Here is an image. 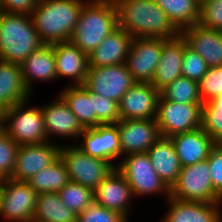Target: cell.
Segmentation results:
<instances>
[{
	"label": "cell",
	"instance_id": "obj_1",
	"mask_svg": "<svg viewBox=\"0 0 222 222\" xmlns=\"http://www.w3.org/2000/svg\"><path fill=\"white\" fill-rule=\"evenodd\" d=\"M118 27L133 38L151 37L165 40L178 37L180 31L154 0H114Z\"/></svg>",
	"mask_w": 222,
	"mask_h": 222
},
{
	"label": "cell",
	"instance_id": "obj_2",
	"mask_svg": "<svg viewBox=\"0 0 222 222\" xmlns=\"http://www.w3.org/2000/svg\"><path fill=\"white\" fill-rule=\"evenodd\" d=\"M85 2L83 0H39L30 15L42 43L52 45L70 41Z\"/></svg>",
	"mask_w": 222,
	"mask_h": 222
},
{
	"label": "cell",
	"instance_id": "obj_3",
	"mask_svg": "<svg viewBox=\"0 0 222 222\" xmlns=\"http://www.w3.org/2000/svg\"><path fill=\"white\" fill-rule=\"evenodd\" d=\"M117 28L118 14L114 0H91L84 3L70 42L89 55Z\"/></svg>",
	"mask_w": 222,
	"mask_h": 222
},
{
	"label": "cell",
	"instance_id": "obj_4",
	"mask_svg": "<svg viewBox=\"0 0 222 222\" xmlns=\"http://www.w3.org/2000/svg\"><path fill=\"white\" fill-rule=\"evenodd\" d=\"M43 45L31 15L0 11V60L21 64Z\"/></svg>",
	"mask_w": 222,
	"mask_h": 222
},
{
	"label": "cell",
	"instance_id": "obj_5",
	"mask_svg": "<svg viewBox=\"0 0 222 222\" xmlns=\"http://www.w3.org/2000/svg\"><path fill=\"white\" fill-rule=\"evenodd\" d=\"M27 100L1 113L0 126L18 145L48 142L41 107H26ZM9 123V124H8Z\"/></svg>",
	"mask_w": 222,
	"mask_h": 222
},
{
	"label": "cell",
	"instance_id": "obj_6",
	"mask_svg": "<svg viewBox=\"0 0 222 222\" xmlns=\"http://www.w3.org/2000/svg\"><path fill=\"white\" fill-rule=\"evenodd\" d=\"M208 160L182 167L170 197L181 201L222 203L214 192Z\"/></svg>",
	"mask_w": 222,
	"mask_h": 222
},
{
	"label": "cell",
	"instance_id": "obj_7",
	"mask_svg": "<svg viewBox=\"0 0 222 222\" xmlns=\"http://www.w3.org/2000/svg\"><path fill=\"white\" fill-rule=\"evenodd\" d=\"M119 163L115 167L131 186L134 197L163 192L170 197V189L156 173L147 152L126 155Z\"/></svg>",
	"mask_w": 222,
	"mask_h": 222
},
{
	"label": "cell",
	"instance_id": "obj_8",
	"mask_svg": "<svg viewBox=\"0 0 222 222\" xmlns=\"http://www.w3.org/2000/svg\"><path fill=\"white\" fill-rule=\"evenodd\" d=\"M60 157L64 161L69 180L94 190L115 168L107 160L91 157L75 144L61 146Z\"/></svg>",
	"mask_w": 222,
	"mask_h": 222
},
{
	"label": "cell",
	"instance_id": "obj_9",
	"mask_svg": "<svg viewBox=\"0 0 222 222\" xmlns=\"http://www.w3.org/2000/svg\"><path fill=\"white\" fill-rule=\"evenodd\" d=\"M202 104H181L165 100L161 95L158 100L156 122L161 137L170 138L179 133L201 128Z\"/></svg>",
	"mask_w": 222,
	"mask_h": 222
},
{
	"label": "cell",
	"instance_id": "obj_10",
	"mask_svg": "<svg viewBox=\"0 0 222 222\" xmlns=\"http://www.w3.org/2000/svg\"><path fill=\"white\" fill-rule=\"evenodd\" d=\"M37 197L25 181L1 180L0 216L14 222H32Z\"/></svg>",
	"mask_w": 222,
	"mask_h": 222
},
{
	"label": "cell",
	"instance_id": "obj_11",
	"mask_svg": "<svg viewBox=\"0 0 222 222\" xmlns=\"http://www.w3.org/2000/svg\"><path fill=\"white\" fill-rule=\"evenodd\" d=\"M136 81L126 64L89 67L84 86L91 92L119 102Z\"/></svg>",
	"mask_w": 222,
	"mask_h": 222
},
{
	"label": "cell",
	"instance_id": "obj_12",
	"mask_svg": "<svg viewBox=\"0 0 222 222\" xmlns=\"http://www.w3.org/2000/svg\"><path fill=\"white\" fill-rule=\"evenodd\" d=\"M161 51L162 38H133L125 64L136 82H152Z\"/></svg>",
	"mask_w": 222,
	"mask_h": 222
},
{
	"label": "cell",
	"instance_id": "obj_13",
	"mask_svg": "<svg viewBox=\"0 0 222 222\" xmlns=\"http://www.w3.org/2000/svg\"><path fill=\"white\" fill-rule=\"evenodd\" d=\"M61 146L44 142L19 145L11 179L28 181L32 176L47 168L60 157Z\"/></svg>",
	"mask_w": 222,
	"mask_h": 222
},
{
	"label": "cell",
	"instance_id": "obj_14",
	"mask_svg": "<svg viewBox=\"0 0 222 222\" xmlns=\"http://www.w3.org/2000/svg\"><path fill=\"white\" fill-rule=\"evenodd\" d=\"M116 125L121 155L147 152L161 138L156 120L126 119Z\"/></svg>",
	"mask_w": 222,
	"mask_h": 222
},
{
	"label": "cell",
	"instance_id": "obj_15",
	"mask_svg": "<svg viewBox=\"0 0 222 222\" xmlns=\"http://www.w3.org/2000/svg\"><path fill=\"white\" fill-rule=\"evenodd\" d=\"M160 91L151 83L136 82L120 99V120H156Z\"/></svg>",
	"mask_w": 222,
	"mask_h": 222
},
{
	"label": "cell",
	"instance_id": "obj_16",
	"mask_svg": "<svg viewBox=\"0 0 222 222\" xmlns=\"http://www.w3.org/2000/svg\"><path fill=\"white\" fill-rule=\"evenodd\" d=\"M83 144L77 145L91 157L107 160L112 164L121 155L119 133L116 124L87 128L81 134Z\"/></svg>",
	"mask_w": 222,
	"mask_h": 222
},
{
	"label": "cell",
	"instance_id": "obj_17",
	"mask_svg": "<svg viewBox=\"0 0 222 222\" xmlns=\"http://www.w3.org/2000/svg\"><path fill=\"white\" fill-rule=\"evenodd\" d=\"M186 45L206 61L208 68L222 66V30L210 29L199 23L180 31Z\"/></svg>",
	"mask_w": 222,
	"mask_h": 222
},
{
	"label": "cell",
	"instance_id": "obj_18",
	"mask_svg": "<svg viewBox=\"0 0 222 222\" xmlns=\"http://www.w3.org/2000/svg\"><path fill=\"white\" fill-rule=\"evenodd\" d=\"M132 195L131 186L116 167L93 190V198L96 204L116 211L126 219L129 215V201Z\"/></svg>",
	"mask_w": 222,
	"mask_h": 222
},
{
	"label": "cell",
	"instance_id": "obj_19",
	"mask_svg": "<svg viewBox=\"0 0 222 222\" xmlns=\"http://www.w3.org/2000/svg\"><path fill=\"white\" fill-rule=\"evenodd\" d=\"M186 41L181 35L172 39H162L160 60L151 84L159 91L182 76L183 52Z\"/></svg>",
	"mask_w": 222,
	"mask_h": 222
},
{
	"label": "cell",
	"instance_id": "obj_20",
	"mask_svg": "<svg viewBox=\"0 0 222 222\" xmlns=\"http://www.w3.org/2000/svg\"><path fill=\"white\" fill-rule=\"evenodd\" d=\"M133 37L121 28L115 29L89 55V67H105L124 64Z\"/></svg>",
	"mask_w": 222,
	"mask_h": 222
},
{
	"label": "cell",
	"instance_id": "obj_21",
	"mask_svg": "<svg viewBox=\"0 0 222 222\" xmlns=\"http://www.w3.org/2000/svg\"><path fill=\"white\" fill-rule=\"evenodd\" d=\"M181 166H190L208 159L216 143L202 129L179 133L170 137Z\"/></svg>",
	"mask_w": 222,
	"mask_h": 222
},
{
	"label": "cell",
	"instance_id": "obj_22",
	"mask_svg": "<svg viewBox=\"0 0 222 222\" xmlns=\"http://www.w3.org/2000/svg\"><path fill=\"white\" fill-rule=\"evenodd\" d=\"M51 46L56 61L57 77H71L75 85H83L89 69L88 55L70 41Z\"/></svg>",
	"mask_w": 222,
	"mask_h": 222
},
{
	"label": "cell",
	"instance_id": "obj_23",
	"mask_svg": "<svg viewBox=\"0 0 222 222\" xmlns=\"http://www.w3.org/2000/svg\"><path fill=\"white\" fill-rule=\"evenodd\" d=\"M170 209L161 222H221V203L181 201L169 197Z\"/></svg>",
	"mask_w": 222,
	"mask_h": 222
},
{
	"label": "cell",
	"instance_id": "obj_24",
	"mask_svg": "<svg viewBox=\"0 0 222 222\" xmlns=\"http://www.w3.org/2000/svg\"><path fill=\"white\" fill-rule=\"evenodd\" d=\"M59 98L47 106L41 108L44 116L47 137L49 134L65 137H81L85 130L77 117L71 112L64 100Z\"/></svg>",
	"mask_w": 222,
	"mask_h": 222
},
{
	"label": "cell",
	"instance_id": "obj_25",
	"mask_svg": "<svg viewBox=\"0 0 222 222\" xmlns=\"http://www.w3.org/2000/svg\"><path fill=\"white\" fill-rule=\"evenodd\" d=\"M29 95L22 79L21 65L0 60V112L28 100Z\"/></svg>",
	"mask_w": 222,
	"mask_h": 222
},
{
	"label": "cell",
	"instance_id": "obj_26",
	"mask_svg": "<svg viewBox=\"0 0 222 222\" xmlns=\"http://www.w3.org/2000/svg\"><path fill=\"white\" fill-rule=\"evenodd\" d=\"M147 153L156 173L165 185L171 189L182 169L173 142L170 138L161 137Z\"/></svg>",
	"mask_w": 222,
	"mask_h": 222
},
{
	"label": "cell",
	"instance_id": "obj_27",
	"mask_svg": "<svg viewBox=\"0 0 222 222\" xmlns=\"http://www.w3.org/2000/svg\"><path fill=\"white\" fill-rule=\"evenodd\" d=\"M20 65L22 79L29 92L34 79L49 81L58 78L56 61L51 45L44 44L38 50L31 53Z\"/></svg>",
	"mask_w": 222,
	"mask_h": 222
},
{
	"label": "cell",
	"instance_id": "obj_28",
	"mask_svg": "<svg viewBox=\"0 0 222 222\" xmlns=\"http://www.w3.org/2000/svg\"><path fill=\"white\" fill-rule=\"evenodd\" d=\"M84 129L96 127L94 93L84 85L65 87L59 95Z\"/></svg>",
	"mask_w": 222,
	"mask_h": 222
},
{
	"label": "cell",
	"instance_id": "obj_29",
	"mask_svg": "<svg viewBox=\"0 0 222 222\" xmlns=\"http://www.w3.org/2000/svg\"><path fill=\"white\" fill-rule=\"evenodd\" d=\"M77 214L61 201L58 193L38 194L32 222H76Z\"/></svg>",
	"mask_w": 222,
	"mask_h": 222
},
{
	"label": "cell",
	"instance_id": "obj_30",
	"mask_svg": "<svg viewBox=\"0 0 222 222\" xmlns=\"http://www.w3.org/2000/svg\"><path fill=\"white\" fill-rule=\"evenodd\" d=\"M179 30L198 24L200 17L199 0H154Z\"/></svg>",
	"mask_w": 222,
	"mask_h": 222
},
{
	"label": "cell",
	"instance_id": "obj_31",
	"mask_svg": "<svg viewBox=\"0 0 222 222\" xmlns=\"http://www.w3.org/2000/svg\"><path fill=\"white\" fill-rule=\"evenodd\" d=\"M69 181L67 167L62 158L59 157L50 166L42 169L26 182L40 194L58 193Z\"/></svg>",
	"mask_w": 222,
	"mask_h": 222
},
{
	"label": "cell",
	"instance_id": "obj_32",
	"mask_svg": "<svg viewBox=\"0 0 222 222\" xmlns=\"http://www.w3.org/2000/svg\"><path fill=\"white\" fill-rule=\"evenodd\" d=\"M168 101L181 104H203L199 95L198 82L180 76L160 91Z\"/></svg>",
	"mask_w": 222,
	"mask_h": 222
},
{
	"label": "cell",
	"instance_id": "obj_33",
	"mask_svg": "<svg viewBox=\"0 0 222 222\" xmlns=\"http://www.w3.org/2000/svg\"><path fill=\"white\" fill-rule=\"evenodd\" d=\"M201 128L216 144H222V94L202 104Z\"/></svg>",
	"mask_w": 222,
	"mask_h": 222
},
{
	"label": "cell",
	"instance_id": "obj_34",
	"mask_svg": "<svg viewBox=\"0 0 222 222\" xmlns=\"http://www.w3.org/2000/svg\"><path fill=\"white\" fill-rule=\"evenodd\" d=\"M58 194L62 203L77 215L94 201L93 190L74 181H69Z\"/></svg>",
	"mask_w": 222,
	"mask_h": 222
},
{
	"label": "cell",
	"instance_id": "obj_35",
	"mask_svg": "<svg viewBox=\"0 0 222 222\" xmlns=\"http://www.w3.org/2000/svg\"><path fill=\"white\" fill-rule=\"evenodd\" d=\"M19 145L0 126V180L9 179L15 167Z\"/></svg>",
	"mask_w": 222,
	"mask_h": 222
},
{
	"label": "cell",
	"instance_id": "obj_36",
	"mask_svg": "<svg viewBox=\"0 0 222 222\" xmlns=\"http://www.w3.org/2000/svg\"><path fill=\"white\" fill-rule=\"evenodd\" d=\"M202 103H207L222 94V66L208 68L206 74L198 82Z\"/></svg>",
	"mask_w": 222,
	"mask_h": 222
},
{
	"label": "cell",
	"instance_id": "obj_37",
	"mask_svg": "<svg viewBox=\"0 0 222 222\" xmlns=\"http://www.w3.org/2000/svg\"><path fill=\"white\" fill-rule=\"evenodd\" d=\"M94 113L96 126L117 124L120 121L118 102L94 93Z\"/></svg>",
	"mask_w": 222,
	"mask_h": 222
},
{
	"label": "cell",
	"instance_id": "obj_38",
	"mask_svg": "<svg viewBox=\"0 0 222 222\" xmlns=\"http://www.w3.org/2000/svg\"><path fill=\"white\" fill-rule=\"evenodd\" d=\"M208 71L206 61L187 45L184 46L181 75L199 82Z\"/></svg>",
	"mask_w": 222,
	"mask_h": 222
},
{
	"label": "cell",
	"instance_id": "obj_39",
	"mask_svg": "<svg viewBox=\"0 0 222 222\" xmlns=\"http://www.w3.org/2000/svg\"><path fill=\"white\" fill-rule=\"evenodd\" d=\"M120 213L109 210L94 201L79 215L76 222H127Z\"/></svg>",
	"mask_w": 222,
	"mask_h": 222
},
{
	"label": "cell",
	"instance_id": "obj_40",
	"mask_svg": "<svg viewBox=\"0 0 222 222\" xmlns=\"http://www.w3.org/2000/svg\"><path fill=\"white\" fill-rule=\"evenodd\" d=\"M198 23L206 28L222 30V0H201Z\"/></svg>",
	"mask_w": 222,
	"mask_h": 222
},
{
	"label": "cell",
	"instance_id": "obj_41",
	"mask_svg": "<svg viewBox=\"0 0 222 222\" xmlns=\"http://www.w3.org/2000/svg\"><path fill=\"white\" fill-rule=\"evenodd\" d=\"M207 160L214 192L222 199V144L215 145Z\"/></svg>",
	"mask_w": 222,
	"mask_h": 222
},
{
	"label": "cell",
	"instance_id": "obj_42",
	"mask_svg": "<svg viewBox=\"0 0 222 222\" xmlns=\"http://www.w3.org/2000/svg\"><path fill=\"white\" fill-rule=\"evenodd\" d=\"M38 2L39 0H0V11L30 15Z\"/></svg>",
	"mask_w": 222,
	"mask_h": 222
}]
</instances>
